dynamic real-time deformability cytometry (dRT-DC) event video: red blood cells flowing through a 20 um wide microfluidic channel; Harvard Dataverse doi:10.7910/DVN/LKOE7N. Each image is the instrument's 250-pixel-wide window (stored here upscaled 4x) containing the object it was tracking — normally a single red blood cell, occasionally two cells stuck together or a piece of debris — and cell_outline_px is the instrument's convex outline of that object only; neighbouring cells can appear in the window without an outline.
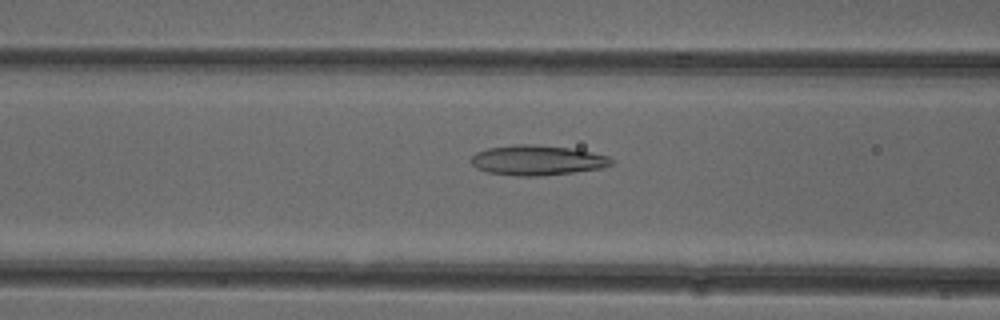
{"species": "common noctule bat (a hibernating species)", "species_latin": "Nyctalus noctula", "temperature_condition": "cold", "stored_images_in_passage": 47, "camera_frame_rate_fps": 3000, "um_per_image_px": 0.085, "animal": {"sex": "female"}, "frame": {"image": 1, "passage_image": 16, "time_ms": 5.0, "image_size_px": [1000, 320], "cell_outline_px": [[612, 164], [600, 168], [576, 172], [540, 176], [516, 176], [488, 172], [476, 168], [472, 164], [472, 156], [476, 152], [488, 148], [516, 144], [532, 144], [568, 148], [592, 152], [608, 156], [612, 160]], "centroid_in_image_um": [45.65, 13.62], "position_along_channel_um": 121.0, "area_um2": 24.39}}
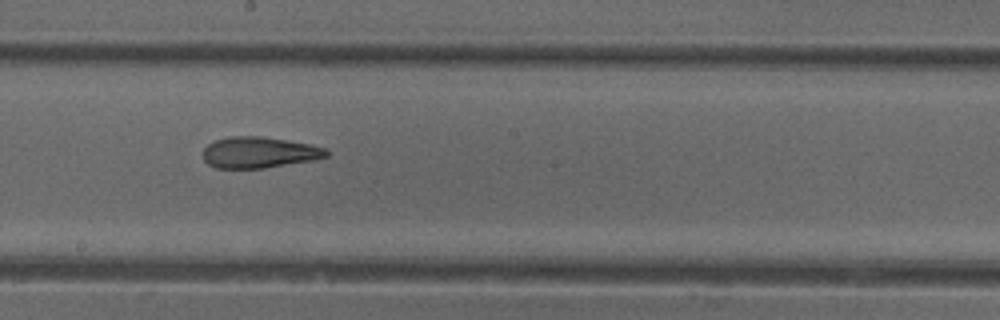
{"frame": {"image": 2, "passage_image": 24, "time_ms": 7.667, "image_size_px": [1000, 320], "cell_outline_px": [[328, 156], [316, 160], [264, 168], [216, 168], [208, 164], [204, 160], [200, 152], [208, 144], [216, 140], [232, 136], [260, 136], [288, 140], [328, 148]], "centroid_in_image_um": [22.03, 12.96], "position_along_channel_um": 226.2, "area_um2": 22.6}}
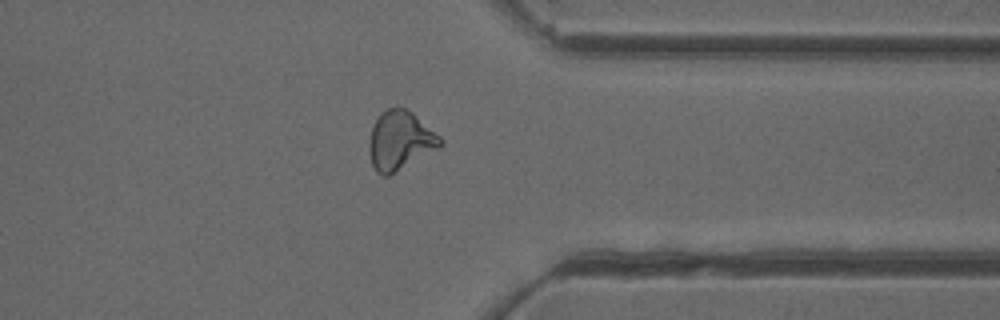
{"frame": {"image": 3, "passage_image": 36, "time_ms": 11.667, "image_size_px": [1000, 320], "cell_outline_px": [[444, 144], [440, 148], [388, 176], [380, 176], [376, 172], [372, 164], [368, 148], [368, 144], [372, 128], [380, 112], [388, 108], [400, 104], [412, 112], [440, 136], [444, 140]], "centroid_in_image_um": [34.01, 11.93], "position_along_channel_um": 377.4, "area_um2": 24.8}, "authors_computed_cell_mechanics": {"area_um2": 24.1604, "velocity_mm_per_s": 3.9444, "shape_relaxation_time_tau1_ms": null, "shape_relaxation_time_tau2_ms": 2.9167, "deformation_change_tau1": null, "deformation_change_tau2": 0.1119}}